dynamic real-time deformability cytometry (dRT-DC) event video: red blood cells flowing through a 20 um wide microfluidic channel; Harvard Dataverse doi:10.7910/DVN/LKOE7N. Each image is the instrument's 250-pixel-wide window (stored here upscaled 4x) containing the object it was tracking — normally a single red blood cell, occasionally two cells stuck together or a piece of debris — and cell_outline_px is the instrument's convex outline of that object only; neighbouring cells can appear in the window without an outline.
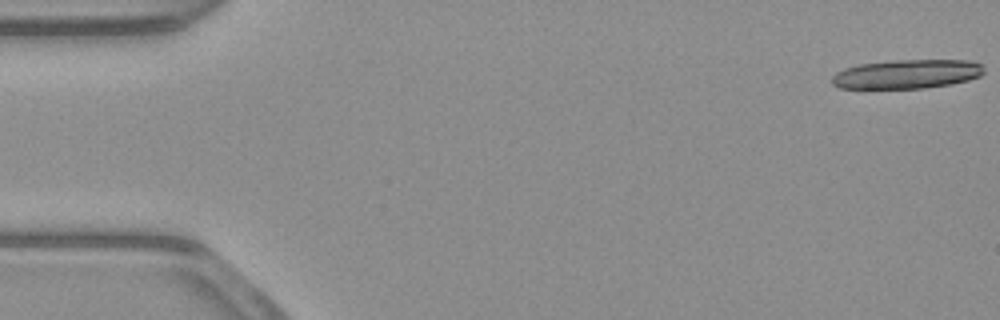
{"species": "common noctule bat (a hibernating species)", "species_latin": "Nyctalus noctula", "temperature_condition": "warm", "stored_images_in_passage": 26, "camera_frame_rate_fps": 3000, "um_per_image_px": 0.085, "animal": {"sex": "male", "body_mass_g": 23.1, "forearm_length_mm": 52.7}, "frame": {"image": 1, "passage_image": 1, "time_ms": 0.0, "image_size_px": [1000, 320], "cell_outline_px": [[984, 72], [980, 76], [968, 80], [948, 84], [924, 88], [840, 88], [832, 84], [832, 76], [836, 72], [844, 68], [860, 64], [896, 60], [972, 60], [980, 64], [984, 68]], "centroid_in_image_um": [77.09, 6.29], "position_along_channel_um": 7.9, "area_um2": 25.66}}